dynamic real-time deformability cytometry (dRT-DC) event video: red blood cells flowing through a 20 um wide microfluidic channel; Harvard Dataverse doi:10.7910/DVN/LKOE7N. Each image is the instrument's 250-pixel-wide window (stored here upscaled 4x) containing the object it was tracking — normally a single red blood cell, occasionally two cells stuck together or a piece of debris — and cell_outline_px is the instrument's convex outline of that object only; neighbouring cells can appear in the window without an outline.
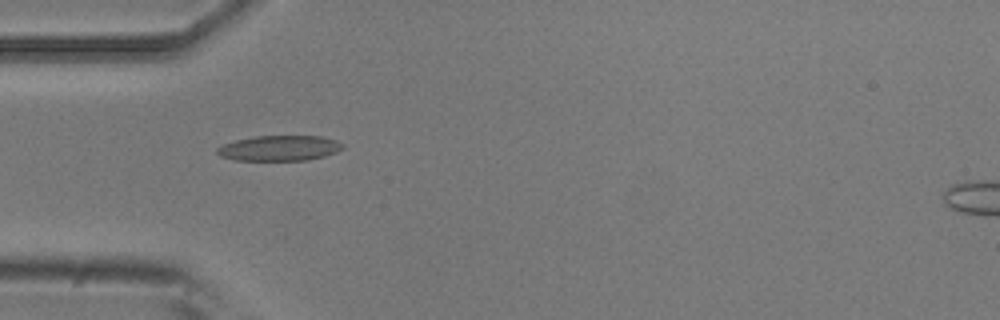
{"species": "common noctule bat (a hibernating species)", "species_latin": "Nyctalus noctula", "temperature_condition": "room temperature", "stored_images_in_passage": 6, "camera_frame_rate_fps": 3000, "um_per_image_px": 0.085, "animal": {"sex": "male", "body_mass_g": 20.5, "forearm_length_mm": 52.5}, "frame": {"image": 1, "passage_image": 5, "time_ms": 4.667, "image_size_px": [1000, 320], "cell_outline_px": [[344, 148], [336, 152], [324, 156], [308, 160], [236, 160], [220, 156], [216, 152], [216, 148], [224, 144], [236, 140], [256, 136], [320, 136], [336, 140], [344, 144]], "centroid_in_image_um": [23.77, 12.59], "position_along_channel_um": 61.2, "area_um2": 18.5}}
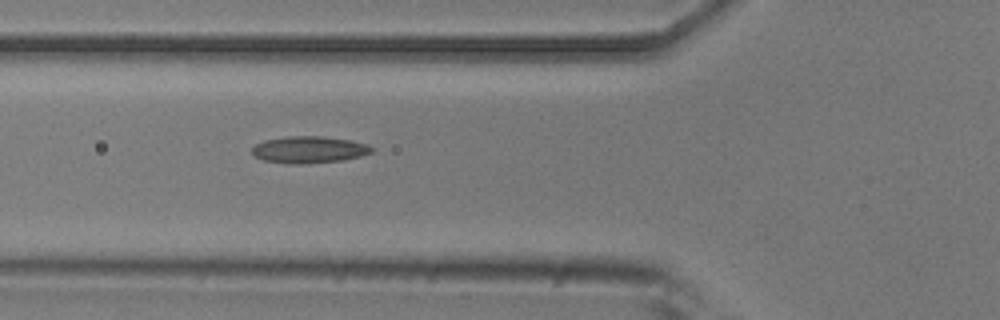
{"frame": {"image": 2, "passage_image": 6, "time_ms": 5.667, "image_size_px": [1000, 320], "cell_outline_px": [[372, 152], [360, 156], [344, 160], [308, 164], [288, 164], [264, 160], [256, 156], [252, 152], [252, 148], [256, 144], [264, 140], [288, 136], [324, 136], [352, 140], [368, 144], [372, 148]], "centroid_in_image_um": [26.29, 12.72], "position_along_channel_um": 99.5, "area_um2": 18.84}}